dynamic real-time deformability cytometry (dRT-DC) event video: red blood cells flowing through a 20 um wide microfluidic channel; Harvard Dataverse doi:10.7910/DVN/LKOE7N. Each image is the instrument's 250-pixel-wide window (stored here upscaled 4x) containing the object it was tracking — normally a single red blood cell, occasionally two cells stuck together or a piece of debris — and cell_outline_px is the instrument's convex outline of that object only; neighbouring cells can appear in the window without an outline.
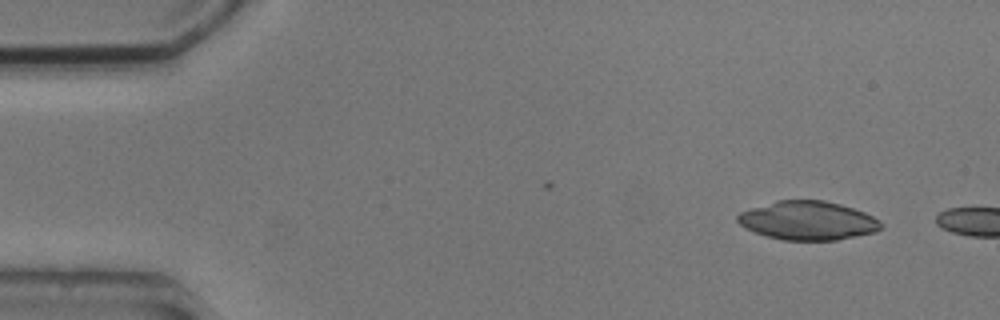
{"species": "common noctule bat (a hibernating species)", "species_latin": "Nyctalus noctula", "temperature_condition": "cold", "stored_images_in_passage": 2, "camera_frame_rate_fps": 3000, "um_per_image_px": 0.085, "animal": {"sex": "male", "body_mass_g": 20.5, "forearm_length_mm": 52.5}, "frame": {"image": 1, "passage_image": 1, "time_ms": 0.0, "image_size_px": [1000, 320], "cell_outline_px": [[884, 228], [876, 232], [836, 240], [784, 240], [768, 236], [756, 232], [740, 224], [736, 220], [736, 216], [740, 212], [776, 200], [824, 200], [840, 204], [864, 212], [880, 220], [884, 224]], "centroid_in_image_um": [68.71, 18.75], "position_along_channel_um": 16.3, "area_um2": 32.31}}